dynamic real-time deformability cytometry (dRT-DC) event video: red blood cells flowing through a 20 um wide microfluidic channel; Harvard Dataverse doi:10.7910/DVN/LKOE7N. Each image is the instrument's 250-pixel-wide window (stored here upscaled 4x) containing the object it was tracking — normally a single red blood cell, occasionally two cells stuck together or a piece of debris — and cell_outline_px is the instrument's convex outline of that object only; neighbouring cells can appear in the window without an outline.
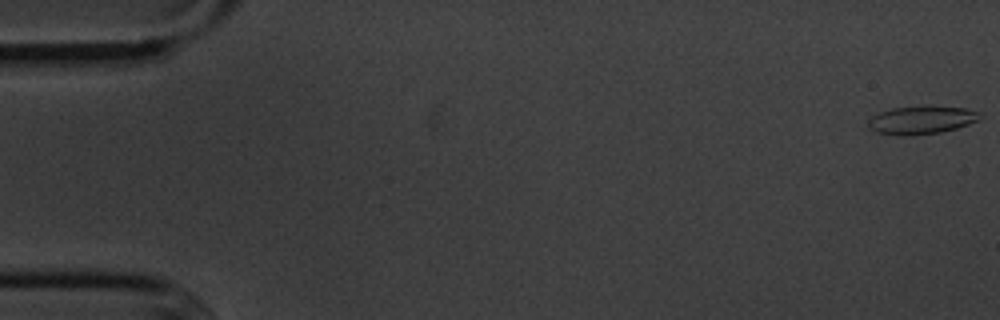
{"species": "common noctule bat (a hibernating species)", "species_latin": "Nyctalus noctula", "temperature_condition": "cold", "stored_images_in_passage": 4, "camera_frame_rate_fps": 3000, "um_per_image_px": 0.085, "animal": {"sex": "male", "body_mass_g": 20.1, "forearm_length_mm": 53.5}, "frame": {"image": 1, "passage_image": 1, "time_ms": 0.0, "image_size_px": [1000, 320], "cell_outline_px": [[984, 116], [980, 120], [956, 128], [940, 132], [912, 136], [900, 136], [876, 132], [868, 128], [868, 120], [872, 116], [880, 112], [892, 108], [964, 108], [980, 112]], "centroid_in_image_um": [78.31, 10.25], "position_along_channel_um": 6.7, "area_um2": 17.86}}